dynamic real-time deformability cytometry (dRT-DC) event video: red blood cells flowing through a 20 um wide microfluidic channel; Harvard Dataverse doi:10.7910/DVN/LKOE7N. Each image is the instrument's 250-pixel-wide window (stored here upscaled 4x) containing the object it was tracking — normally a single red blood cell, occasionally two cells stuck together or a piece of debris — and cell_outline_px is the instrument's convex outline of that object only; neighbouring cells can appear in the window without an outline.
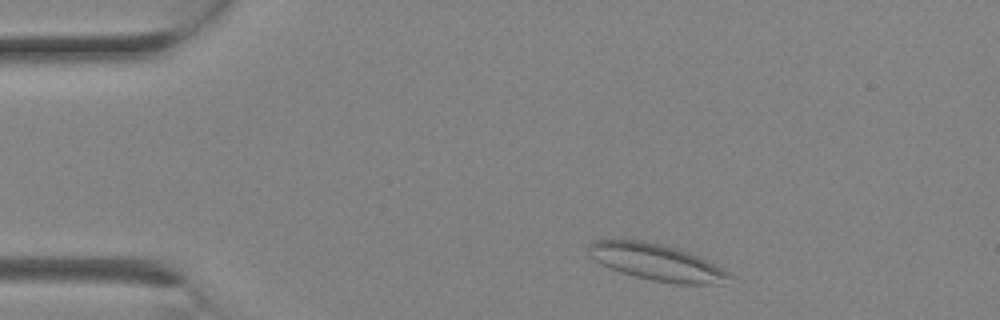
{"species": "Egyptian fruit bat (a non-hibernating species)", "species_latin": "Rousettus aegyptiacus", "temperature_condition": "room temperature", "stored_images_in_passage": 1, "camera_frame_rate_fps": 3000, "um_per_image_px": 0.085, "animal": {"sex": "female"}, "frame": {"image": 1, "passage_image": 1, "time_ms": 0.0, "image_size_px": [1000, 320], "cell_outline_px": [[732, 276], [724, 284], [676, 284], [652, 280], [620, 272], [600, 264], [588, 256], [588, 244], [592, 240], [640, 240], [660, 244], [688, 252], [728, 272]], "centroid_in_image_um": [55.74, 22.3], "position_along_channel_um": 29.3, "area_um2": 29.65}}